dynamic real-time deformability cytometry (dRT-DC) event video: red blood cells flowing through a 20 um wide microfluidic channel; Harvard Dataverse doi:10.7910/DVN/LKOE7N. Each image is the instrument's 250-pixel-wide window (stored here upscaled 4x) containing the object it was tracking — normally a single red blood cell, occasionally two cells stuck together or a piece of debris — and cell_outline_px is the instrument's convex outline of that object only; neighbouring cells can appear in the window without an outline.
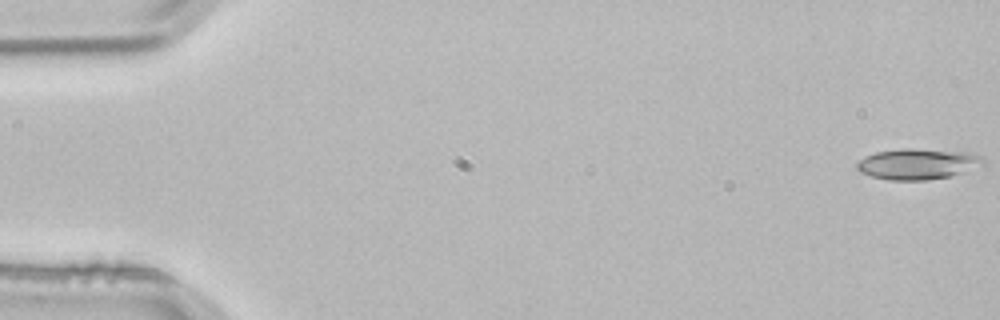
{"species": "common noctule bat (a hibernating species)", "species_latin": "Nyctalus noctula", "temperature_condition": "room temperature", "stored_images_in_passage": 4, "camera_frame_rate_fps": 3000, "um_per_image_px": 0.085, "animal": {"sex": "male", "body_mass_g": 21.5, "forearm_length_mm": 52.0}, "frame": {"image": 1, "passage_image": 1, "time_ms": 0.0, "image_size_px": [1000, 320], "cell_outline_px": [[984, 164], [968, 172], [928, 180], [888, 180], [872, 176], [860, 172], [856, 168], [856, 164], [864, 156], [876, 152], [904, 148], [912, 148], [968, 152], [980, 156], [984, 160]], "centroid_in_image_um": [78.01, 13.94], "position_along_channel_um": 7.0, "area_um2": 22.77}}
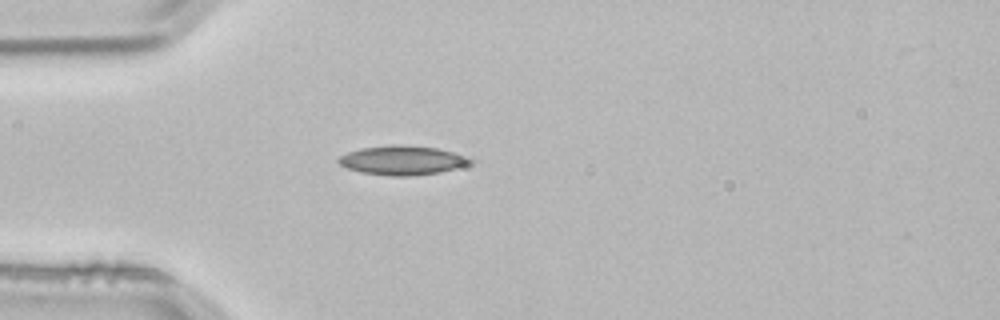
{"frame": {"image": 2, "passage_image": 4, "time_ms": 1.0, "image_size_px": [1000, 320], "cell_outline_px": [[476, 160], [472, 164], [440, 172], [408, 176], [392, 176], [360, 172], [348, 168], [340, 164], [336, 160], [340, 156], [348, 152], [360, 148], [392, 144], [400, 144], [436, 148], [468, 156]], "centroid_in_image_um": [34.23, 13.62], "position_along_channel_um": 50.8, "area_um2": 22.54}}